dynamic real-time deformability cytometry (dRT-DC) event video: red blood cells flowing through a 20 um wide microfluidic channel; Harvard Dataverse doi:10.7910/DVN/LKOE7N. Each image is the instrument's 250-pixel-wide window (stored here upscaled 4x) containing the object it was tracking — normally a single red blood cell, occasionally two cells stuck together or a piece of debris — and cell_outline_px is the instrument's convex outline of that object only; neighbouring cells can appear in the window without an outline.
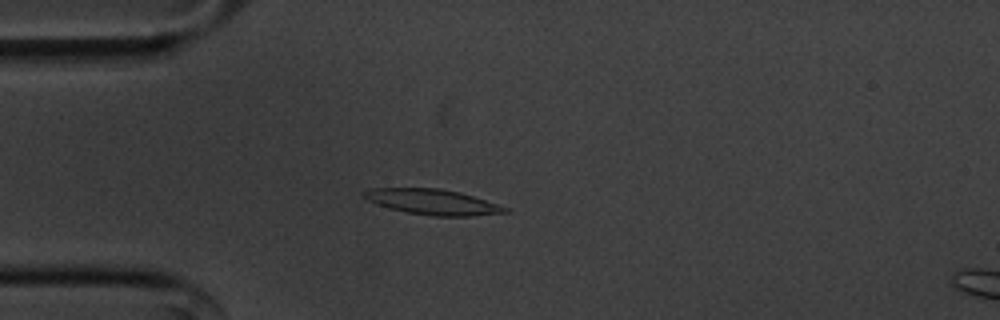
{"species": "common noctule bat (a hibernating species)", "species_latin": "Nyctalus noctula", "temperature_condition": "cold", "stored_images_in_passage": 55, "camera_frame_rate_fps": 3000, "um_per_image_px": 0.085, "animal": {"sex": "male", "body_mass_g": 20.1, "forearm_length_mm": 53.5}, "frame": {"image": 1, "passage_image": 14, "time_ms": 4.333, "image_size_px": [1000, 320], "cell_outline_px": [[508, 212], [472, 216], [432, 216], [408, 212], [388, 208], [376, 204], [368, 200], [360, 192], [368, 188], [440, 188], [460, 192], [508, 208]], "centroid_in_image_um": [36.71, 17.16], "position_along_channel_um": 48.3, "area_um2": 20.81}}
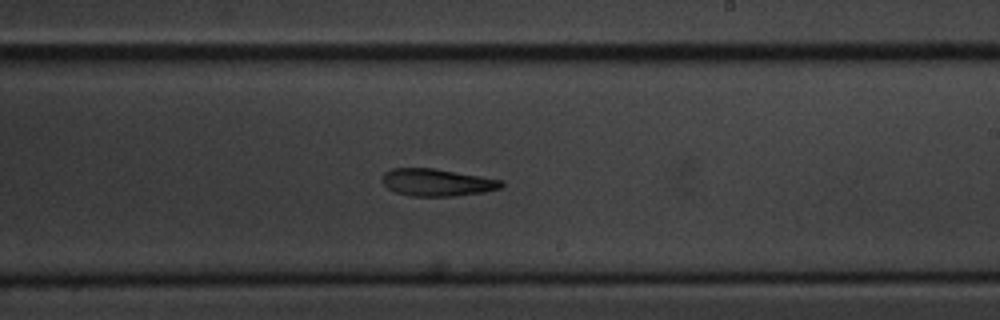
{"frame": {"image": 2, "passage_image": 32, "time_ms": 10.333, "image_size_px": [1000, 320], "cell_outline_px": [[504, 184], [500, 188], [484, 192], [456, 196], [412, 196], [396, 192], [388, 188], [380, 180], [380, 176], [384, 172], [392, 168], [432, 168], [504, 180]], "centroid_in_image_um": [37.12, 15.5], "position_along_channel_um": 251.9, "area_um2": 19.02}}
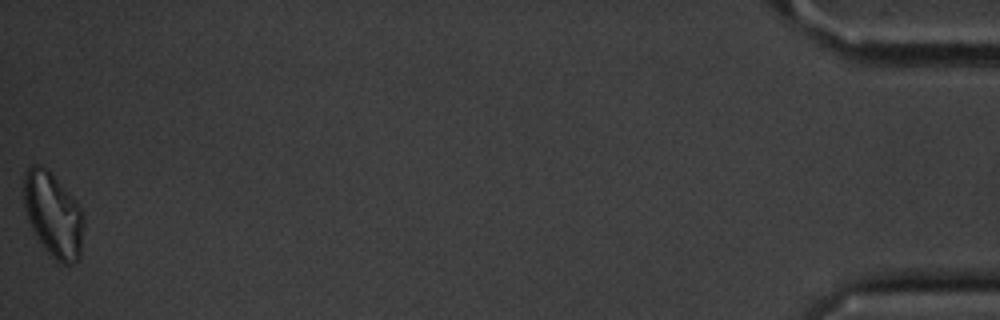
{"frame": {"image": 3, "passage_image": 55, "time_ms": 18.0, "image_size_px": [1000, 320], "cell_outline_px": [[84, 224], [80, 256], [72, 264], [64, 264], [56, 260], [44, 248], [36, 236], [28, 220], [24, 204], [24, 176], [28, 168], [32, 164], [40, 164], [48, 168], [76, 200], [84, 216]], "centroid_in_image_um": [4.53, 18.22], "position_along_channel_um": 430.7, "area_um2": 29.59}, "authors_computed_cell_mechanics": {"area_um2": 19.7676, "velocity_mm_per_s": 3.5954, "shape_relaxation_time_tau1_ms": null, "shape_relaxation_time_tau2_ms": 11.3042, "deformation_change_tau1": null, "deformation_change_tau2": 0.2442}}